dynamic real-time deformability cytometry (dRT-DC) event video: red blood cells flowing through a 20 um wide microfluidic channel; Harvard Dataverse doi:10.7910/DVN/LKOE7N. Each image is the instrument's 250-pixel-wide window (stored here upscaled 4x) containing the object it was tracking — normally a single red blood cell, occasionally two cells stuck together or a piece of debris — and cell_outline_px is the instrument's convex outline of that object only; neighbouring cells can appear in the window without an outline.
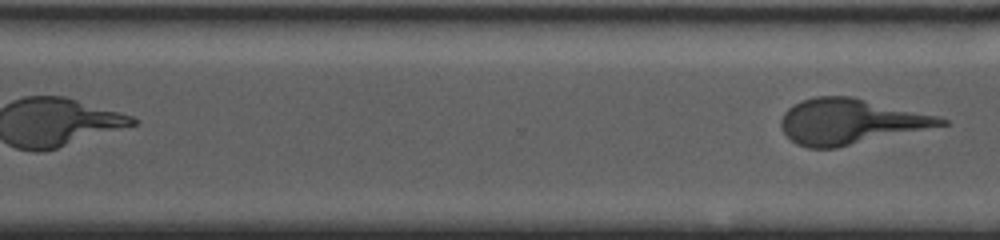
{"species": "human", "species_latin": "Homo sapiens", "temperature_condition": "warm", "stored_images_in_passage": 24, "segment_of_instrument_passage": [2, 2], "camera_frame_rate_fps": 3000, "um_per_image_px": 0.085, "donor": {"sex": "male"}, "frame": {"image": 1, "passage_image": 24, "time_ms": 13.0, "image_size_px": [1000, 240], "cell_outline_px": [[948, 124], [836, 148], [808, 148], [796, 144], [784, 132], [780, 124], [780, 120], [784, 112], [792, 104], [816, 96], [852, 96], [936, 116], [948, 120]], "centroid_in_image_um": [72.22, 10.33], "position_along_channel_um": 298.4, "area_um2": 41.85}}